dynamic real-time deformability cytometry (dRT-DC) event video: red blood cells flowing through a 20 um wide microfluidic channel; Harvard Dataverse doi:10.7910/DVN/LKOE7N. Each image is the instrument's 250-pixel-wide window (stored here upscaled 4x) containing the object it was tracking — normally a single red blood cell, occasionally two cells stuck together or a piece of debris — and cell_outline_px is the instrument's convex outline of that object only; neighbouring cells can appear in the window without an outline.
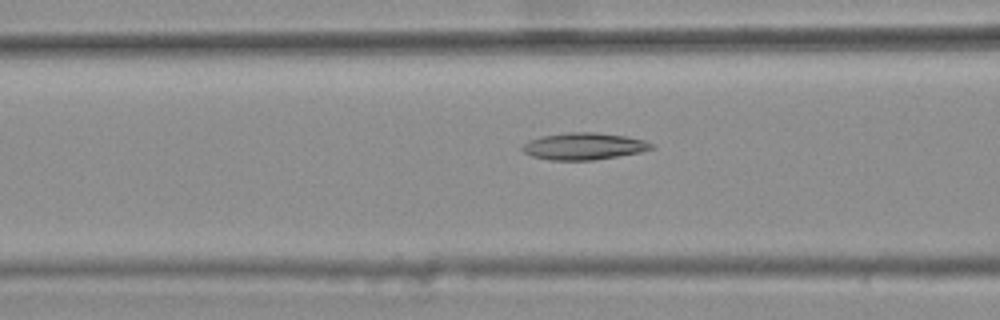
{"species": "common noctule bat (a hibernating species)", "species_latin": "Nyctalus noctula", "temperature_condition": "warm", "stored_images_in_passage": 48, "camera_frame_rate_fps": 3000, "um_per_image_px": 0.085, "animal": {"sex": "female", "body_mass_g": 25.1}, "frame": {"image": 1, "passage_image": 21, "time_ms": 6.667, "image_size_px": [1000, 320], "cell_outline_px": [[656, 148], [640, 152], [592, 160], [548, 160], [532, 156], [524, 152], [520, 148], [528, 140], [540, 136], [564, 132], [596, 132], [624, 136], [644, 140], [656, 144]], "centroid_in_image_um": [49.62, 12.42], "position_along_channel_um": 117.0, "area_um2": 20.4}}
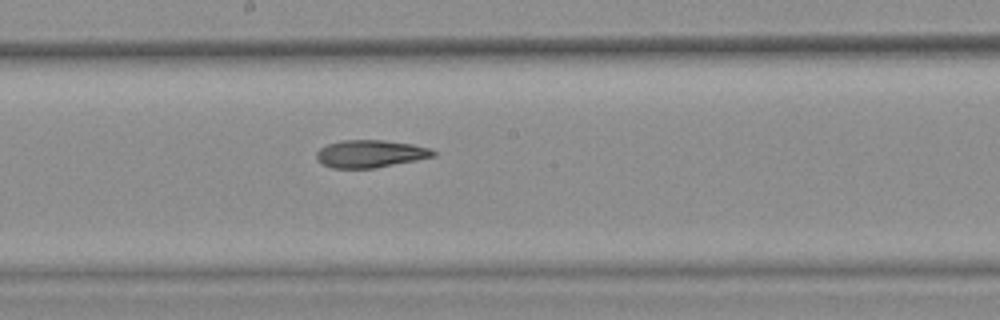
{"frame": {"image": 2, "passage_image": 29, "time_ms": 9.333, "image_size_px": [1000, 320], "cell_outline_px": [[436, 156], [376, 168], [332, 168], [316, 160], [316, 152], [320, 148], [328, 144], [340, 140], [384, 140], [412, 144], [428, 148], [436, 152]], "centroid_in_image_um": [31.46, 13.07], "position_along_channel_um": 216.7, "area_um2": 18.73}}
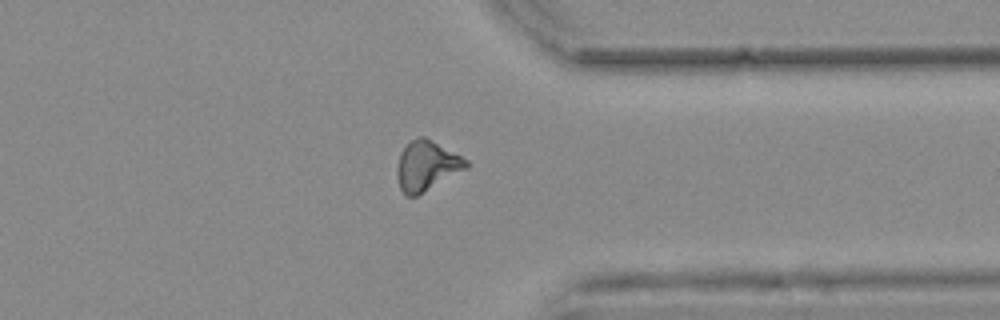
{"frame": {"image": 3, "passage_image": 42, "time_ms": 13.667, "image_size_px": [1000, 320], "cell_outline_px": [[468, 168], [416, 196], [404, 196], [400, 188], [396, 172], [396, 168], [400, 152], [412, 140], [420, 136], [424, 136], [468, 160]], "centroid_in_image_um": [36.25, 14.11], "position_along_channel_um": 375.2, "area_um2": 19.88}, "authors_computed_cell_mechanics": {"area_um2": 19.3052, "velocity_mm_per_s": 3.7501, "shape_relaxation_time_tau1_ms": null, "shape_relaxation_time_tau2_ms": 6.8899, "deformation_change_tau1": null, "deformation_change_tau2": 0.1648}}